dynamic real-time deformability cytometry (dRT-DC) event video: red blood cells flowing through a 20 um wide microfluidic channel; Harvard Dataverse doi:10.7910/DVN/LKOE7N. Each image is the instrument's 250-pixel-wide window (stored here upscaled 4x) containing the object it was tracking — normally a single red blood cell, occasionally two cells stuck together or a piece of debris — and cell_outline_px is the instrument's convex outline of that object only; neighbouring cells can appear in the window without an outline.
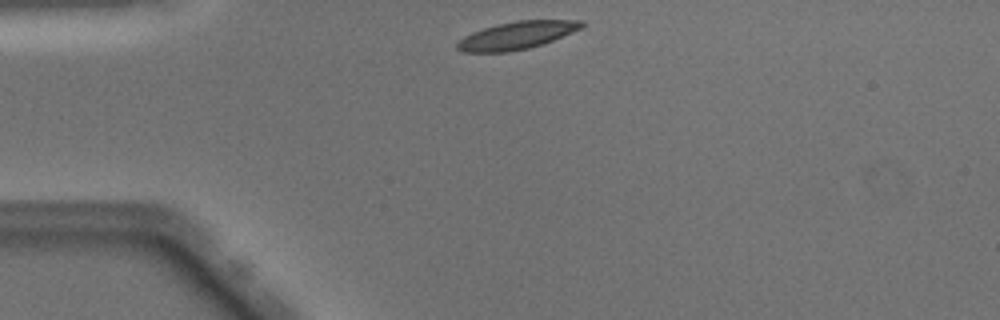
{"species": "Egyptian fruit bat (a non-hibernating species)", "species_latin": "Rousettus aegyptiacus", "temperature_condition": "warm", "stored_images_in_passage": 39, "camera_frame_rate_fps": 3000, "um_per_image_px": 0.085, "animal": {"sex": "male"}, "frame": {"image": 1, "passage_image": 1, "time_ms": 0.0, "image_size_px": [1000, 320], "cell_outline_px": [[584, 24], [580, 28], [572, 32], [544, 44], [528, 48], [508, 52], [464, 52], [456, 48], [456, 44], [464, 36], [472, 32], [496, 24], [516, 20], [584, 20]], "centroid_in_image_um": [43.92, 3.0], "position_along_channel_um": 41.1, "area_um2": 20.0}}
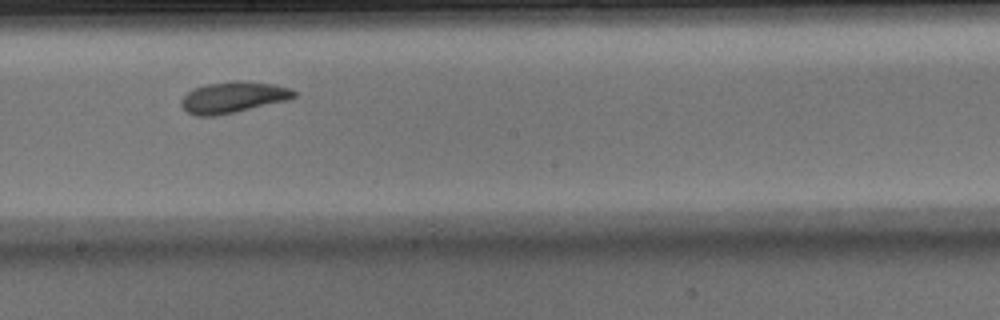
{"frame": {"image": 2, "passage_image": 17, "time_ms": 5.333, "image_size_px": [1000, 320], "cell_outline_px": [[296, 96], [292, 100], [236, 112], [216, 116], [196, 116], [188, 112], [180, 104], [180, 100], [188, 92], [196, 88], [208, 84], [236, 80], [240, 80], [272, 84], [288, 88], [296, 92]], "centroid_in_image_um": [19.85, 8.28], "position_along_channel_um": 228.3, "area_um2": 20.58}}
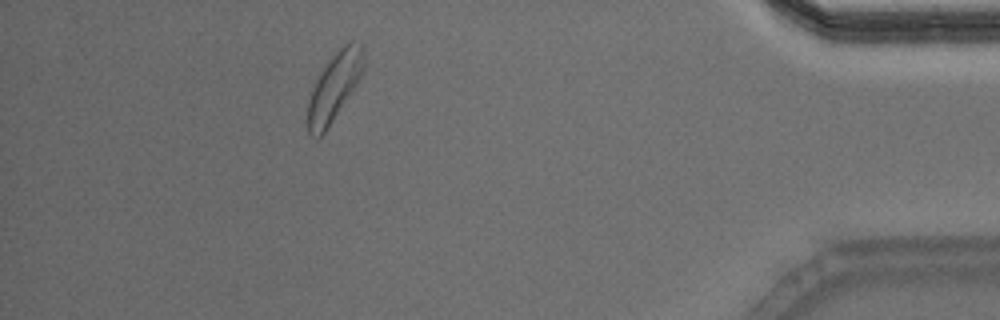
{"frame": {"image": 3, "passage_image": 34, "time_ms": 11.0, "image_size_px": [1000, 320], "cell_outline_px": [[364, 68], [356, 84], [324, 132], [320, 136], [312, 136], [308, 132], [308, 100], [312, 88], [316, 80], [328, 60], [344, 40], [352, 40], [360, 44], [364, 48]], "centroid_in_image_um": [28.43, 7.27], "position_along_channel_um": 406.8, "area_um2": 21.91}, "authors_computed_cell_mechanics": {"area_um2": 20.23, "velocity_mm_per_s": 4.0161, "shape_relaxation_time_tau1_ms": 3.471, "shape_relaxation_time_tau2_ms": null, "deformation_change_tau1": 0.1164, "deformation_change_tau2": null}}